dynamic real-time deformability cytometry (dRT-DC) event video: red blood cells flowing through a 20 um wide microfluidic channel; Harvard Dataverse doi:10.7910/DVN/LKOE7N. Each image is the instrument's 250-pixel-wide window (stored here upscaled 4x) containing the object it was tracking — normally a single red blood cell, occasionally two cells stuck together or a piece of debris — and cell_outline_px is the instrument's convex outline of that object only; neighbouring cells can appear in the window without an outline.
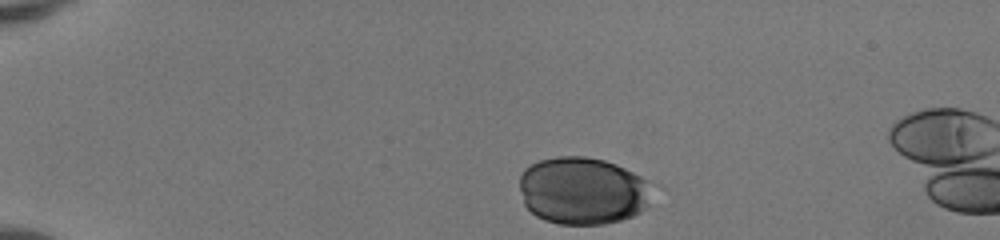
{"species": "human", "species_latin": "Homo sapiens", "temperature_condition": "room temperature", "stored_images_in_passage": 34, "camera_frame_rate_fps": 3000, "um_per_image_px": 0.085, "donor": {"sex": "female"}, "frame": {"image": 1, "passage_image": 1, "time_ms": 0.0, "image_size_px": [1000, 240], "cell_outline_px": [[648, 204], [640, 212], [632, 216], [620, 220], [604, 224], [560, 224], [544, 220], [536, 216], [524, 204], [520, 188], [520, 176], [524, 168], [540, 160], [556, 156], [584, 156], [604, 160], [616, 164], [648, 180]], "centroid_in_image_um": [49.49, 16.21], "position_along_channel_um": 35.5, "area_um2": 51.9}}
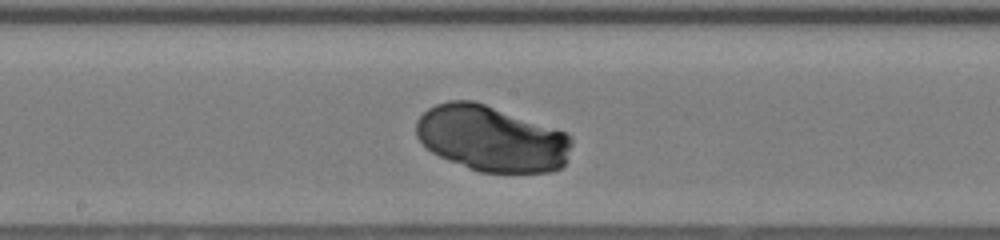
{"frame": {"image": 2, "passage_image": 19, "time_ms": 6.0, "image_size_px": [1000, 240], "cell_outline_px": [[572, 144], [564, 164], [560, 168], [552, 172], [480, 172], [468, 168], [448, 160], [432, 152], [416, 136], [416, 120], [428, 108], [436, 104], [448, 100], [472, 100], [484, 104], [564, 132], [572, 136]], "centroid_in_image_um": [41.76, 11.79], "position_along_channel_um": 206.4, "area_um2": 59.13}}
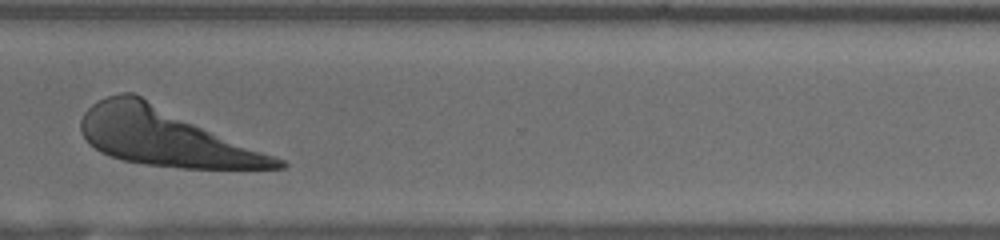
{"frame": {"image": 3, "passage_image": 30, "time_ms": 9.667, "image_size_px": [1000, 240], "cell_outline_px": [[288, 164], [284, 168], [184, 168], [148, 164], [124, 160], [108, 156], [100, 152], [88, 144], [80, 132], [80, 120], [84, 112], [92, 104], [108, 96], [120, 92], [132, 92], [276, 156], [284, 160]], "centroid_in_image_um": [14.01, 11.64], "position_along_channel_um": 356.6, "area_um2": 65.31}}